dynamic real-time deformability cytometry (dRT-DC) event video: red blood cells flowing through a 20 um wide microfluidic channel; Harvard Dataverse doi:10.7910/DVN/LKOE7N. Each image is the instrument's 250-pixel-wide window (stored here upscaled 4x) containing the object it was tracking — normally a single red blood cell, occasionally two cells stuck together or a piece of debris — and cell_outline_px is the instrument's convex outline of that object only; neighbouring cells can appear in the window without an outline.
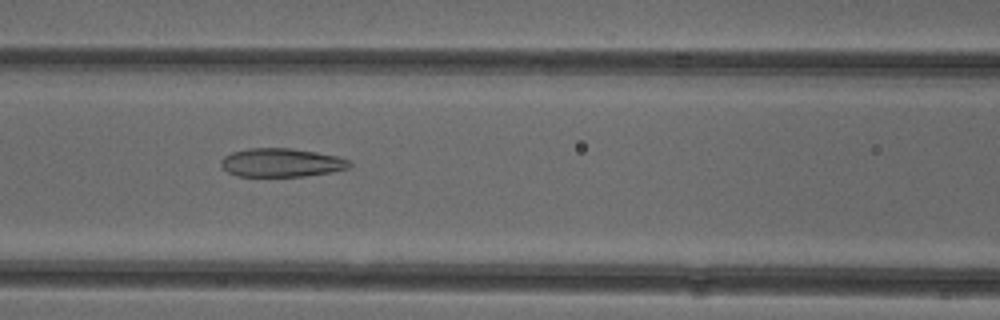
{"species": "common noctule bat (a hibernating species)", "species_latin": "Nyctalus noctula", "temperature_condition": "cold", "stored_images_in_passage": 52, "camera_frame_rate_fps": 3000, "um_per_image_px": 0.085, "animal": {"sex": "female"}, "frame": {"image": 1, "passage_image": 22, "time_ms": 7.0, "image_size_px": [1000, 320], "cell_outline_px": [[352, 168], [332, 172], [304, 176], [236, 176], [228, 172], [220, 164], [220, 160], [224, 156], [232, 152], [248, 148], [292, 148], [340, 156], [348, 160], [352, 164]], "centroid_in_image_um": [23.95, 13.82], "position_along_channel_um": 142.6, "area_um2": 21.62}}
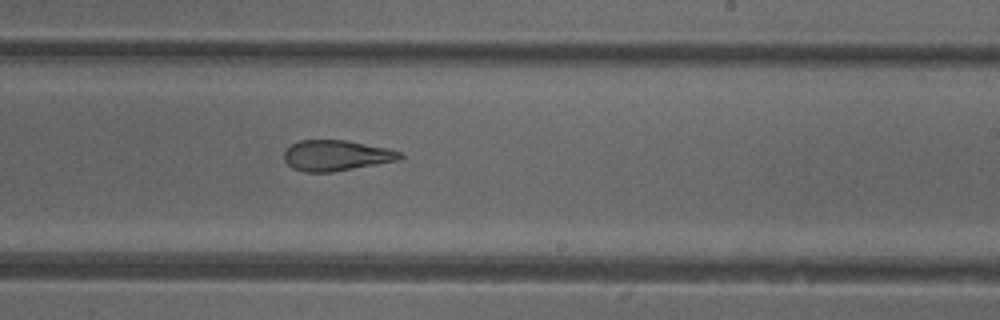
{"frame": {"image": 2, "passage_image": 31, "time_ms": 10.0, "image_size_px": [1000, 320], "cell_outline_px": [[404, 156], [400, 160], [332, 172], [304, 172], [292, 168], [284, 160], [284, 152], [292, 144], [300, 140], [344, 140], [388, 148], [400, 152]], "centroid_in_image_um": [28.58, 13.22], "position_along_channel_um": 260.4, "area_um2": 20.63}}
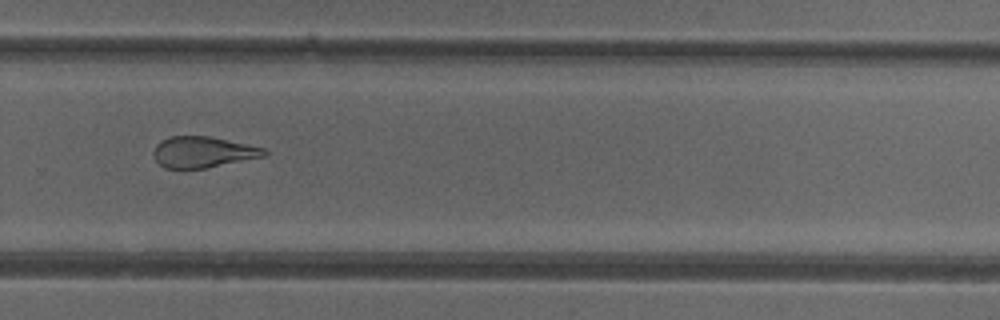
{"frame": {"image": 3, "passage_image": 35, "time_ms": 11.333, "image_size_px": [1000, 320], "cell_outline_px": [[268, 156], [204, 168], [164, 168], [156, 160], [152, 152], [156, 144], [160, 140], [168, 136], [208, 136], [264, 148], [268, 152]], "centroid_in_image_um": [17.23, 12.92], "position_along_channel_um": 312.6, "area_um2": 20.0}, "authors_computed_cell_mechanics": {"area_um2": 24.4783, "velocity_mm_per_s": 3.9307, "shape_relaxation_time_tau1_ms": null, "shape_relaxation_time_tau2_ms": 2.5112, "deformation_change_tau1": null, "deformation_change_tau2": 0.1178}}